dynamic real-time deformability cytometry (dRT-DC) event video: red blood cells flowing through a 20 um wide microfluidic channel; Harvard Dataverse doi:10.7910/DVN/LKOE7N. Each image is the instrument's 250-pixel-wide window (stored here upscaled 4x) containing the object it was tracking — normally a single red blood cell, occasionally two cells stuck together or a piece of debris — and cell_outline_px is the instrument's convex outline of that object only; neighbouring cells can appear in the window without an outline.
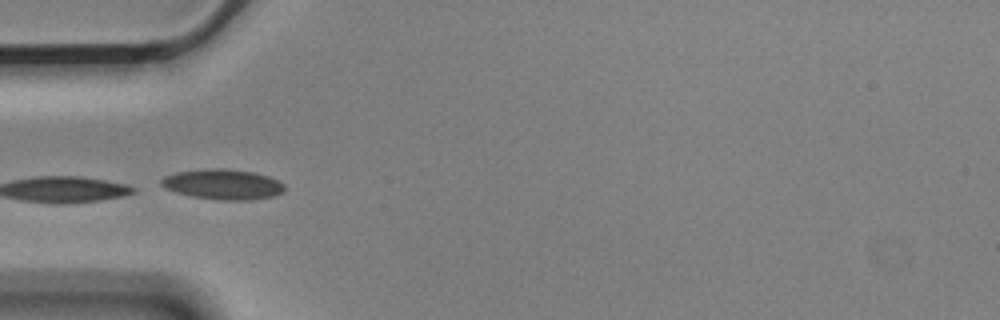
{"species": "Egyptian fruit bat (a non-hibernating species)", "species_latin": "Rousettus aegyptiacus", "temperature_condition": "cold", "stored_images_in_passage": 5, "camera_frame_rate_fps": 3000, "um_per_image_px": 0.085, "animal": {"sex": "male"}, "frame": {"image": 1, "passage_image": 5, "time_ms": 1.333, "image_size_px": [1000, 320], "cell_outline_px": [[284, 192], [276, 196], [252, 200], [220, 200], [192, 196], [176, 192], [164, 188], [160, 184], [160, 180], [164, 176], [176, 172], [204, 168], [224, 168], [256, 172], [268, 176], [284, 184]], "centroid_in_image_um": [18.95, 15.66], "position_along_channel_um": 66.1, "area_um2": 22.02}}